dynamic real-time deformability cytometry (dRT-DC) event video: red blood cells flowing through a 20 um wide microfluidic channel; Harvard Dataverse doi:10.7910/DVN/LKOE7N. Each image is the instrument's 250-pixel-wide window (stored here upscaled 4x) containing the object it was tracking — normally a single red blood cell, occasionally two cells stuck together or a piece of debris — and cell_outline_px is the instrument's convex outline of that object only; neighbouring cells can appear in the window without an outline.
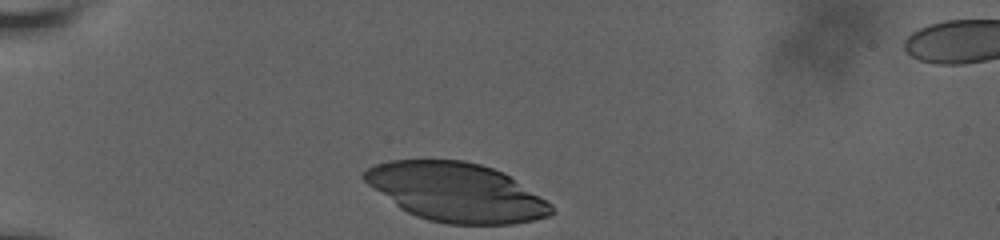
{"species": "human", "species_latin": "Homo sapiens", "temperature_condition": "room temperature", "stored_images_in_passage": 8, "camera_frame_rate_fps": 3000, "um_per_image_px": 0.085, "donor": {"sex": "male"}, "frame": {"image": 1, "passage_image": 1, "time_ms": 0.0, "image_size_px": [1000, 240], "cell_outline_px": [[556, 212], [548, 216], [532, 220], [512, 224], [448, 224], [428, 220], [416, 216], [400, 208], [368, 184], [360, 176], [368, 168], [376, 164], [392, 160], [464, 160], [480, 164], [504, 172], [552, 204]], "centroid_in_image_um": [38.8, 16.33], "position_along_channel_um": 46.2, "area_um2": 63.87}}